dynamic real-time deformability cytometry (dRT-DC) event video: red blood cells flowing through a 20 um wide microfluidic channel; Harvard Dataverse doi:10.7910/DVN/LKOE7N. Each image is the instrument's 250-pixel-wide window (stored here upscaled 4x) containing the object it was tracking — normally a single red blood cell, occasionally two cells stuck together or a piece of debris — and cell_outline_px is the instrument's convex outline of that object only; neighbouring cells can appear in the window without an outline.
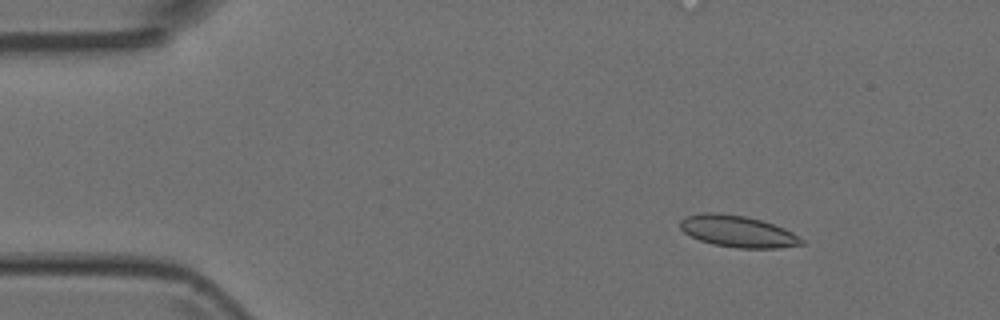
{"species": "Egyptian fruit bat (a non-hibernating species)", "species_latin": "Rousettus aegyptiacus", "temperature_condition": "room temperature", "stored_images_in_passage": 6, "camera_frame_rate_fps": 3000, "um_per_image_px": 0.085, "animal": {"sex": "female"}, "frame": {"image": 1, "passage_image": 2, "time_ms": 0.333, "image_size_px": [1000, 320], "cell_outline_px": [[804, 244], [780, 248], [736, 248], [712, 244], [700, 240], [684, 232], [680, 228], [680, 220], [684, 216], [700, 212], [716, 212], [748, 216], [784, 228], [792, 232], [804, 240]], "centroid_in_image_um": [62.68, 19.65], "position_along_channel_um": 22.3, "area_um2": 22.54}}
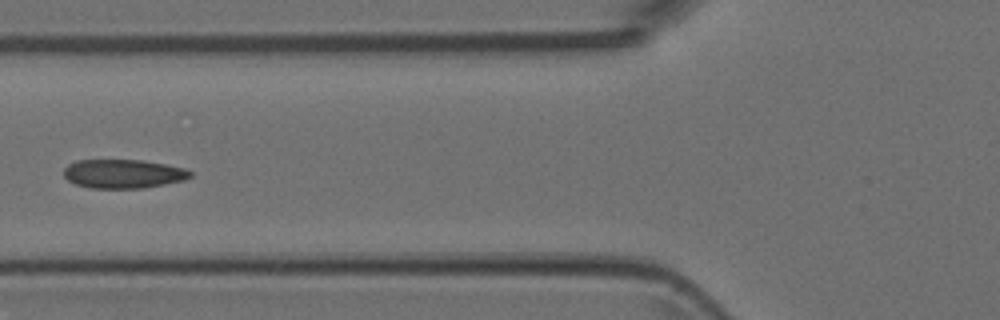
{"frame": {"image": 2, "passage_image": 6, "time_ms": 1.667, "image_size_px": [1000, 320], "cell_outline_px": [[192, 176], [184, 180], [144, 188], [88, 188], [76, 184], [68, 180], [64, 176], [64, 168], [68, 164], [76, 160], [144, 160], [184, 168], [192, 172]], "centroid_in_image_um": [10.46, 14.77], "position_along_channel_um": 115.3, "area_um2": 21.33}}